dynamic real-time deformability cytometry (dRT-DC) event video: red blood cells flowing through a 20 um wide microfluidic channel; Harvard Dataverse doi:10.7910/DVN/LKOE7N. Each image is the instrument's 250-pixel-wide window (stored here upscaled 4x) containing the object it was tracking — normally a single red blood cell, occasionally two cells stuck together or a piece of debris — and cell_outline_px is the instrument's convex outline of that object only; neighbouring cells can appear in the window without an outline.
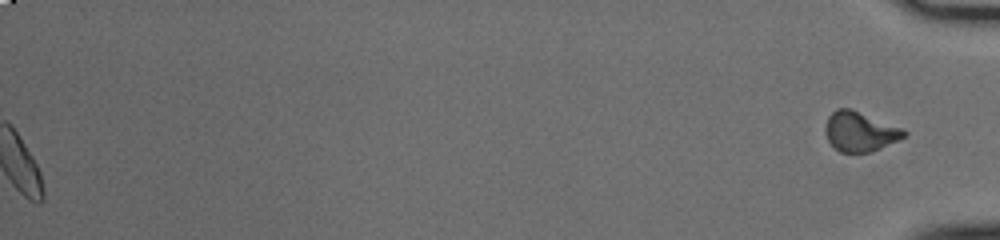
{"species": "common noctule bat (a hibernating species)", "species_latin": "Nyctalus noctula", "temperature_condition": "cold", "stored_images_in_passage": 50, "segment_of_instrument_passage": [2, 2], "camera_frame_rate_fps": 3000, "um_per_image_px": 0.085, "animal": {"sex": "male", "body_mass_g": 20.0, "forearm_length_mm": 53.3}, "frame": {"image": 1, "passage_image": 50, "time_ms": 16.333, "image_size_px": [1000, 240], "cell_outline_px": [[908, 136], [880, 148], [868, 152], [840, 152], [828, 140], [824, 132], [824, 128], [828, 116], [836, 108], [852, 108], [904, 128], [908, 132]], "centroid_in_image_um": [73.12, 11.15], "position_along_channel_um": 362.1, "area_um2": 18.5}}